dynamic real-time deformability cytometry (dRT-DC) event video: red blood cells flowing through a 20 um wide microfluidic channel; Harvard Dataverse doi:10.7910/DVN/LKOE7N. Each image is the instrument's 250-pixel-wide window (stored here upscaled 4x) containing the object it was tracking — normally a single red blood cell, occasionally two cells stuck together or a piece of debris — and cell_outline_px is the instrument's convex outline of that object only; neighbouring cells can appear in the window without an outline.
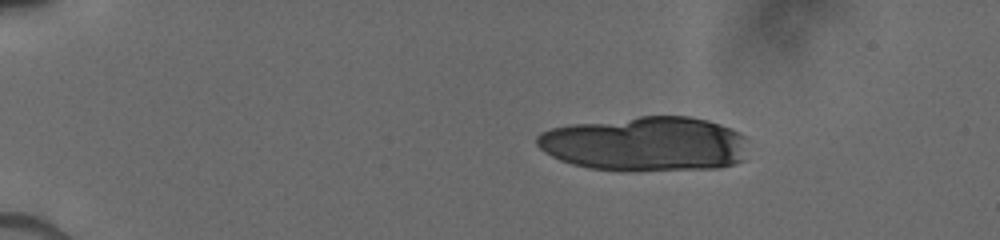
{"species": "human", "species_latin": "Homo sapiens", "temperature_condition": "cold", "stored_images_in_passage": 14, "camera_frame_rate_fps": 3000, "um_per_image_px": 0.085, "donor": {"sex": "male"}, "frame": {"image": 1, "passage_image": 2, "time_ms": 0.667, "image_size_px": [1000, 240], "cell_outline_px": [[744, 160], [736, 164], [720, 168], [588, 168], [572, 164], [560, 160], [544, 152], [536, 144], [536, 136], [540, 132], [552, 128], [568, 124], [640, 116], [688, 116], [708, 120], [720, 124], [740, 132], [744, 136]], "centroid_in_image_um": [54.82, 12.19], "position_along_channel_um": 30.2, "area_um2": 66.24}}